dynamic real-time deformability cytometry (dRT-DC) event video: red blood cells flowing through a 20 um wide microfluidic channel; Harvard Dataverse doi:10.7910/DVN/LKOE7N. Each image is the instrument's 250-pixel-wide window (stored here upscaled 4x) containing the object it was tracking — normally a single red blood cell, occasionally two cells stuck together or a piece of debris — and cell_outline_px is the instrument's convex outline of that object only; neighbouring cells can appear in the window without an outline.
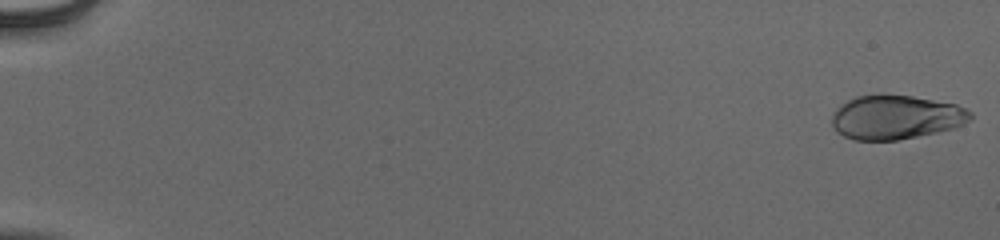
{"species": "human", "species_latin": "Homo sapiens", "temperature_condition": "cold", "stored_images_in_passage": 54, "camera_frame_rate_fps": 3000, "um_per_image_px": 0.085, "donor": {"sex": "male"}, "frame": {"image": 1, "passage_image": 1, "time_ms": 0.0, "image_size_px": [1000, 240], "cell_outline_px": [[972, 116], [968, 120], [952, 128], [936, 132], [896, 140], [852, 140], [836, 132], [832, 124], [832, 116], [836, 108], [840, 104], [856, 96], [880, 92], [912, 96], [956, 104], [972, 112]], "centroid_in_image_um": [76.08, 9.93], "position_along_channel_um": 8.9, "area_um2": 35.84}}
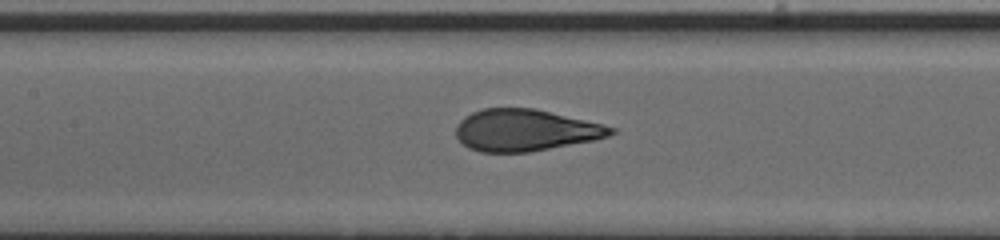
{"frame": {"image": 2, "passage_image": 28, "time_ms": 9.0, "image_size_px": [1000, 240], "cell_outline_px": [[616, 132], [608, 136], [596, 140], [528, 152], [480, 152], [468, 148], [456, 136], [456, 124], [464, 116], [472, 112], [484, 108], [536, 108], [616, 128]], "centroid_in_image_um": [44.62, 11.07], "position_along_channel_um": 162.8, "area_um2": 37.63}}
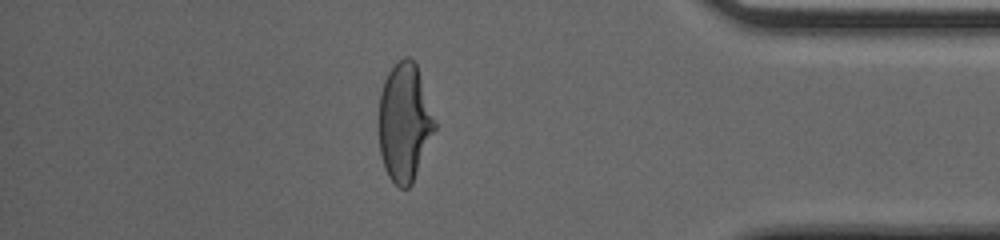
{"frame": {"image": 3, "passage_image": 48, "time_ms": 15.667, "image_size_px": [1000, 240], "cell_outline_px": [[436, 128], [412, 184], [408, 188], [400, 188], [388, 176], [384, 168], [380, 156], [380, 92], [384, 80], [388, 72], [404, 56], [408, 56], [416, 64], [436, 120]], "centroid_in_image_um": [34.39, 10.42], "position_along_channel_um": 400.8, "area_um2": 38.26}, "authors_computed_cell_mechanics": {"area_um2": 38.148, "velocity_mm_per_s": 3.9539, "shape_relaxation_time_tau1_ms": 4.0071, "shape_relaxation_time_tau2_ms": null, "deformation_change_tau1": 0.2141, "deformation_change_tau2": null}}